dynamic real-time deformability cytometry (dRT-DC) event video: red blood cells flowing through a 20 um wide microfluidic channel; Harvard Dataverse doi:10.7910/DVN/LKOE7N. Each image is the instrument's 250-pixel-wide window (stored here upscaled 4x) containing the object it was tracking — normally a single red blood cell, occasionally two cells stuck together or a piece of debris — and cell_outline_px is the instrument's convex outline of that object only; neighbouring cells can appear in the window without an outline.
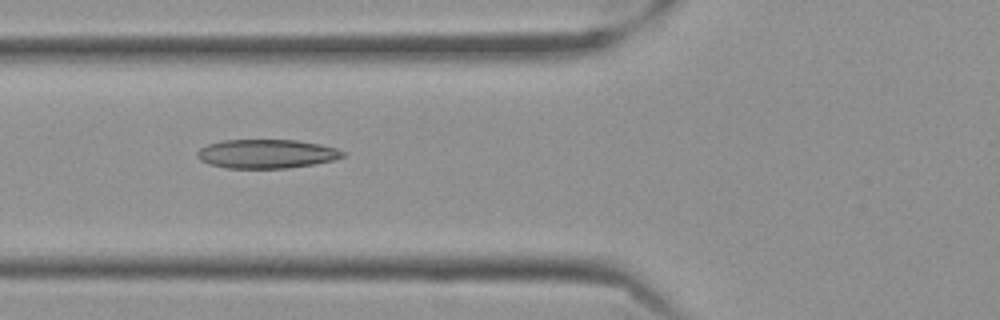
{"species": "Egyptian fruit bat (a non-hibernating species)", "species_latin": "Rousettus aegyptiacus", "temperature_condition": "cold", "stored_images_in_passage": 24, "camera_frame_rate_fps": 3000, "um_per_image_px": 0.085, "frame": {"image": 1, "passage_image": 4, "time_ms": 1.0, "image_size_px": [1000, 320], "cell_outline_px": [[348, 152], [344, 156], [332, 160], [312, 164], [288, 168], [224, 168], [208, 164], [200, 160], [196, 156], [196, 152], [200, 148], [208, 144], [224, 140], [296, 140], [320, 144], [336, 148]], "centroid_in_image_um": [22.64, 13.07], "position_along_channel_um": 103.2, "area_um2": 24.62}}